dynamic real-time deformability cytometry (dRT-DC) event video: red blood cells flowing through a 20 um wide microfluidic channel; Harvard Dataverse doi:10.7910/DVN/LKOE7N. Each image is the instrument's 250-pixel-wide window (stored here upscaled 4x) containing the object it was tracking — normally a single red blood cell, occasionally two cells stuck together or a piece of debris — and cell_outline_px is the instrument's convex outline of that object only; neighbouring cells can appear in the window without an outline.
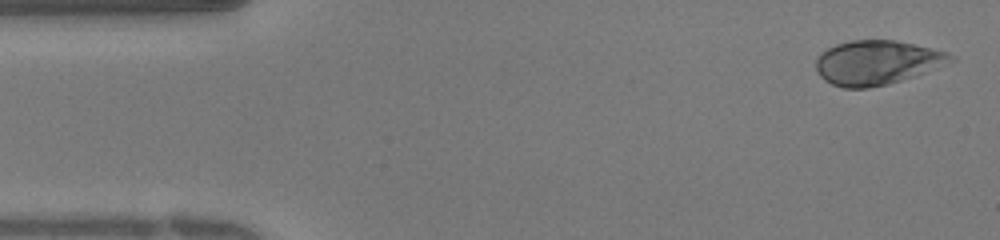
{"species": "human", "species_latin": "Homo sapiens", "temperature_condition": "warm", "stored_images_in_passage": 37, "camera_frame_rate_fps": 3000, "um_per_image_px": 0.085, "donor": {"sex": "female"}, "frame": {"image": 1, "passage_image": 1, "time_ms": 0.0, "image_size_px": [1000, 240], "cell_outline_px": [[956, 60], [912, 76], [900, 80], [868, 88], [844, 88], [832, 84], [824, 80], [820, 76], [816, 68], [816, 60], [820, 52], [836, 44], [852, 40], [892, 40], [912, 44], [948, 52], [956, 56]], "centroid_in_image_um": [74.5, 5.31], "position_along_channel_um": 10.5, "area_um2": 34.33}}
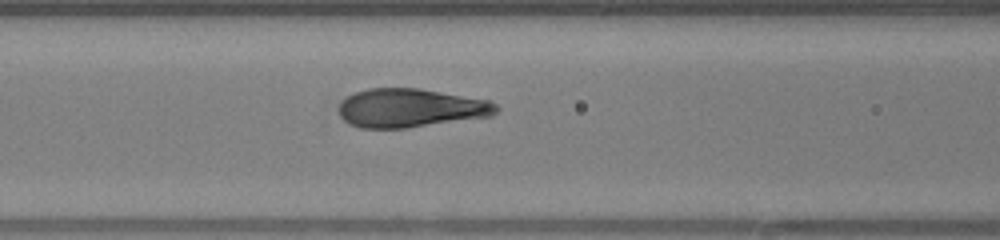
{"frame": {"image": 2, "passage_image": 14, "time_ms": 4.333, "image_size_px": [1000, 240], "cell_outline_px": [[500, 108], [492, 116], [404, 128], [360, 128], [348, 124], [340, 116], [340, 104], [348, 96], [356, 92], [368, 88], [420, 88], [488, 100], [496, 104]], "centroid_in_image_um": [34.9, 9.18], "position_along_channel_um": 131.7, "area_um2": 35.37}}
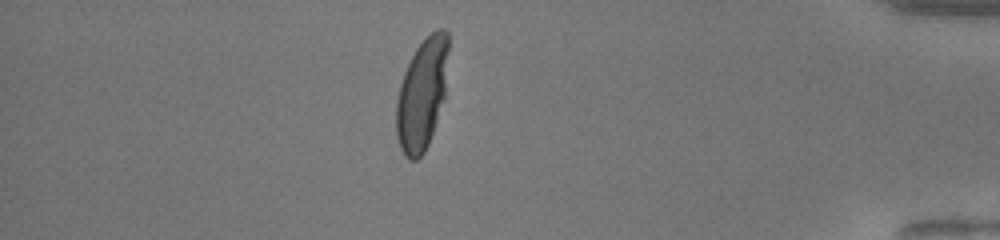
{"frame": {"image": 3, "passage_image": 32, "time_ms": 10.333, "image_size_px": [1000, 240], "cell_outline_px": [[448, 48], [444, 96], [428, 144], [424, 152], [416, 160], [408, 160], [404, 156], [400, 148], [396, 136], [396, 100], [400, 84], [404, 72], [416, 48], [436, 28], [444, 28], [448, 32]], "centroid_in_image_um": [35.84, 8.02], "position_along_channel_um": 399.4, "area_um2": 33.47}}